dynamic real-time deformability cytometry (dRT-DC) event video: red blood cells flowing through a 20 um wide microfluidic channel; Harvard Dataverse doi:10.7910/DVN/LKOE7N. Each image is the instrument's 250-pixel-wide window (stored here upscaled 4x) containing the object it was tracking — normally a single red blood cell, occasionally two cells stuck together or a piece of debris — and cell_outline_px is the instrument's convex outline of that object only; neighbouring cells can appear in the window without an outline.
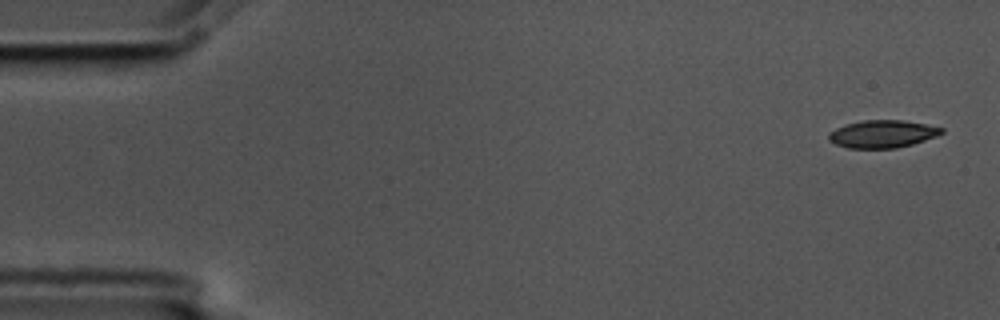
{"species": "common noctule bat (a hibernating species)", "species_latin": "Nyctalus noctula", "temperature_condition": "cold", "stored_images_in_passage": 11, "camera_frame_rate_fps": 3000, "um_per_image_px": 0.085, "animal": {"sex": "male", "body_mass_g": 17.5, "forearm_length_mm": 52.3}, "frame": {"image": 1, "passage_image": 1, "time_ms": 0.0, "image_size_px": [1000, 320], "cell_outline_px": [[944, 132], [936, 136], [912, 144], [896, 148], [848, 148], [836, 144], [828, 140], [828, 132], [844, 124], [864, 120], [904, 120], [944, 128]], "centroid_in_image_um": [74.98, 11.38], "position_along_channel_um": 10.0, "area_um2": 18.15}}